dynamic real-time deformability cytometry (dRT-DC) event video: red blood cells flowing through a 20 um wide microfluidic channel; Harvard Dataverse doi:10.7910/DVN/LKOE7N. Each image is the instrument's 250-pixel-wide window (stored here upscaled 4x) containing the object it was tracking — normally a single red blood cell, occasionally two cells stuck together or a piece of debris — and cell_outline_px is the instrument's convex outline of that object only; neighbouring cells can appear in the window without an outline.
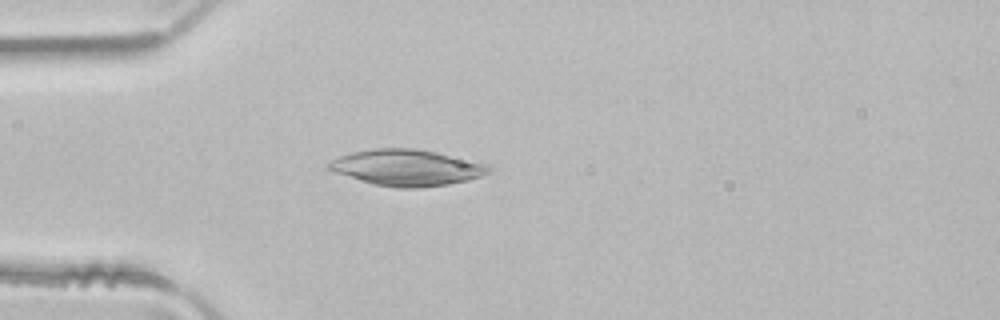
{"species": "common noctule bat (a hibernating species)", "species_latin": "Nyctalus noctula", "temperature_condition": "room temperature", "stored_images_in_passage": 1, "camera_frame_rate_fps": 3000, "um_per_image_px": 0.085, "animal": {"sex": "male", "body_mass_g": 21.5, "forearm_length_mm": 52.0}, "frame": {"image": 1, "passage_image": 1, "time_ms": 0.0, "image_size_px": [1000, 320], "cell_outline_px": [[492, 172], [468, 180], [448, 184], [420, 188], [396, 188], [372, 184], [324, 168], [332, 160], [340, 156], [352, 152], [376, 148], [416, 148], [436, 152], [484, 164], [492, 168]], "centroid_in_image_um": [34.56, 14.25], "position_along_channel_um": 50.4, "area_um2": 33.52}}